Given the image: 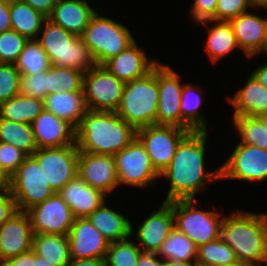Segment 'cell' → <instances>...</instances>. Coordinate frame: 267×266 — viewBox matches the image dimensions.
I'll use <instances>...</instances> for the list:
<instances>
[{
  "mask_svg": "<svg viewBox=\"0 0 267 266\" xmlns=\"http://www.w3.org/2000/svg\"><path fill=\"white\" fill-rule=\"evenodd\" d=\"M44 25L42 36L37 41L49 57L51 65L69 67L84 73L97 65L81 37L66 31L48 18Z\"/></svg>",
  "mask_w": 267,
  "mask_h": 266,
  "instance_id": "obj_5",
  "label": "cell"
},
{
  "mask_svg": "<svg viewBox=\"0 0 267 266\" xmlns=\"http://www.w3.org/2000/svg\"><path fill=\"white\" fill-rule=\"evenodd\" d=\"M21 75H33L51 67L49 57L37 40H28L14 63Z\"/></svg>",
  "mask_w": 267,
  "mask_h": 266,
  "instance_id": "obj_36",
  "label": "cell"
},
{
  "mask_svg": "<svg viewBox=\"0 0 267 266\" xmlns=\"http://www.w3.org/2000/svg\"><path fill=\"white\" fill-rule=\"evenodd\" d=\"M79 150L77 144L62 147L38 148L37 160L50 188L58 193L69 181L78 176Z\"/></svg>",
  "mask_w": 267,
  "mask_h": 266,
  "instance_id": "obj_10",
  "label": "cell"
},
{
  "mask_svg": "<svg viewBox=\"0 0 267 266\" xmlns=\"http://www.w3.org/2000/svg\"><path fill=\"white\" fill-rule=\"evenodd\" d=\"M10 190L18 211L44 202L55 192L50 188L37 160L31 155L10 176Z\"/></svg>",
  "mask_w": 267,
  "mask_h": 266,
  "instance_id": "obj_8",
  "label": "cell"
},
{
  "mask_svg": "<svg viewBox=\"0 0 267 266\" xmlns=\"http://www.w3.org/2000/svg\"><path fill=\"white\" fill-rule=\"evenodd\" d=\"M216 240L227 243L237 260L267 264V215L241 211L224 217Z\"/></svg>",
  "mask_w": 267,
  "mask_h": 266,
  "instance_id": "obj_3",
  "label": "cell"
},
{
  "mask_svg": "<svg viewBox=\"0 0 267 266\" xmlns=\"http://www.w3.org/2000/svg\"><path fill=\"white\" fill-rule=\"evenodd\" d=\"M252 75L256 77L260 84L267 88V63L255 69Z\"/></svg>",
  "mask_w": 267,
  "mask_h": 266,
  "instance_id": "obj_52",
  "label": "cell"
},
{
  "mask_svg": "<svg viewBox=\"0 0 267 266\" xmlns=\"http://www.w3.org/2000/svg\"><path fill=\"white\" fill-rule=\"evenodd\" d=\"M137 130L116 112L88 110L76 128L79 151L114 156L136 138Z\"/></svg>",
  "mask_w": 267,
  "mask_h": 266,
  "instance_id": "obj_2",
  "label": "cell"
},
{
  "mask_svg": "<svg viewBox=\"0 0 267 266\" xmlns=\"http://www.w3.org/2000/svg\"><path fill=\"white\" fill-rule=\"evenodd\" d=\"M250 7L247 0H218L215 10V20L230 21L247 12Z\"/></svg>",
  "mask_w": 267,
  "mask_h": 266,
  "instance_id": "obj_44",
  "label": "cell"
},
{
  "mask_svg": "<svg viewBox=\"0 0 267 266\" xmlns=\"http://www.w3.org/2000/svg\"><path fill=\"white\" fill-rule=\"evenodd\" d=\"M125 83L104 66L96 65L84 73L83 91L88 110L111 111L118 109Z\"/></svg>",
  "mask_w": 267,
  "mask_h": 266,
  "instance_id": "obj_9",
  "label": "cell"
},
{
  "mask_svg": "<svg viewBox=\"0 0 267 266\" xmlns=\"http://www.w3.org/2000/svg\"><path fill=\"white\" fill-rule=\"evenodd\" d=\"M207 131L189 132L179 143L169 166L160 174L170 180V189L164 202L195 199L205 181L220 180V167L206 173L204 167Z\"/></svg>",
  "mask_w": 267,
  "mask_h": 266,
  "instance_id": "obj_1",
  "label": "cell"
},
{
  "mask_svg": "<svg viewBox=\"0 0 267 266\" xmlns=\"http://www.w3.org/2000/svg\"><path fill=\"white\" fill-rule=\"evenodd\" d=\"M195 91L197 90L193 85L184 84L180 101L182 128L190 132L208 131L204 116L198 111L202 102V97L200 96V92L196 94ZM193 93H195V95H193Z\"/></svg>",
  "mask_w": 267,
  "mask_h": 266,
  "instance_id": "obj_33",
  "label": "cell"
},
{
  "mask_svg": "<svg viewBox=\"0 0 267 266\" xmlns=\"http://www.w3.org/2000/svg\"><path fill=\"white\" fill-rule=\"evenodd\" d=\"M114 158L119 185L123 183L143 188L161 177L152 165L145 147L137 138L117 152Z\"/></svg>",
  "mask_w": 267,
  "mask_h": 266,
  "instance_id": "obj_12",
  "label": "cell"
},
{
  "mask_svg": "<svg viewBox=\"0 0 267 266\" xmlns=\"http://www.w3.org/2000/svg\"><path fill=\"white\" fill-rule=\"evenodd\" d=\"M235 109L233 117L267 115V88L252 74L245 87L239 89L233 98H228Z\"/></svg>",
  "mask_w": 267,
  "mask_h": 266,
  "instance_id": "obj_25",
  "label": "cell"
},
{
  "mask_svg": "<svg viewBox=\"0 0 267 266\" xmlns=\"http://www.w3.org/2000/svg\"><path fill=\"white\" fill-rule=\"evenodd\" d=\"M221 179L248 182L267 180V150L239 143L231 156L220 167Z\"/></svg>",
  "mask_w": 267,
  "mask_h": 266,
  "instance_id": "obj_14",
  "label": "cell"
},
{
  "mask_svg": "<svg viewBox=\"0 0 267 266\" xmlns=\"http://www.w3.org/2000/svg\"><path fill=\"white\" fill-rule=\"evenodd\" d=\"M24 3H27L36 11L42 13L47 18L53 11V7L56 5L58 0H21Z\"/></svg>",
  "mask_w": 267,
  "mask_h": 266,
  "instance_id": "obj_48",
  "label": "cell"
},
{
  "mask_svg": "<svg viewBox=\"0 0 267 266\" xmlns=\"http://www.w3.org/2000/svg\"><path fill=\"white\" fill-rule=\"evenodd\" d=\"M71 259H105L110 243L85 218H75L68 233Z\"/></svg>",
  "mask_w": 267,
  "mask_h": 266,
  "instance_id": "obj_17",
  "label": "cell"
},
{
  "mask_svg": "<svg viewBox=\"0 0 267 266\" xmlns=\"http://www.w3.org/2000/svg\"><path fill=\"white\" fill-rule=\"evenodd\" d=\"M161 266H199L196 261L182 262L177 260H162Z\"/></svg>",
  "mask_w": 267,
  "mask_h": 266,
  "instance_id": "obj_53",
  "label": "cell"
},
{
  "mask_svg": "<svg viewBox=\"0 0 267 266\" xmlns=\"http://www.w3.org/2000/svg\"><path fill=\"white\" fill-rule=\"evenodd\" d=\"M19 94L44 100L48 95V70L33 75H21Z\"/></svg>",
  "mask_w": 267,
  "mask_h": 266,
  "instance_id": "obj_42",
  "label": "cell"
},
{
  "mask_svg": "<svg viewBox=\"0 0 267 266\" xmlns=\"http://www.w3.org/2000/svg\"><path fill=\"white\" fill-rule=\"evenodd\" d=\"M233 123L241 136L240 143L267 150V131L258 117L236 116Z\"/></svg>",
  "mask_w": 267,
  "mask_h": 266,
  "instance_id": "obj_38",
  "label": "cell"
},
{
  "mask_svg": "<svg viewBox=\"0 0 267 266\" xmlns=\"http://www.w3.org/2000/svg\"><path fill=\"white\" fill-rule=\"evenodd\" d=\"M174 229V214L171 201L163 202L157 211H153L146 220L140 224L136 237L140 248L145 253H158L161 245Z\"/></svg>",
  "mask_w": 267,
  "mask_h": 266,
  "instance_id": "obj_19",
  "label": "cell"
},
{
  "mask_svg": "<svg viewBox=\"0 0 267 266\" xmlns=\"http://www.w3.org/2000/svg\"><path fill=\"white\" fill-rule=\"evenodd\" d=\"M218 0H195L191 5V16L195 23L204 20H215V10Z\"/></svg>",
  "mask_w": 267,
  "mask_h": 266,
  "instance_id": "obj_45",
  "label": "cell"
},
{
  "mask_svg": "<svg viewBox=\"0 0 267 266\" xmlns=\"http://www.w3.org/2000/svg\"><path fill=\"white\" fill-rule=\"evenodd\" d=\"M95 13L86 0H58L48 19L80 37Z\"/></svg>",
  "mask_w": 267,
  "mask_h": 266,
  "instance_id": "obj_24",
  "label": "cell"
},
{
  "mask_svg": "<svg viewBox=\"0 0 267 266\" xmlns=\"http://www.w3.org/2000/svg\"><path fill=\"white\" fill-rule=\"evenodd\" d=\"M44 110V100L18 94L0 103V118L32 124Z\"/></svg>",
  "mask_w": 267,
  "mask_h": 266,
  "instance_id": "obj_30",
  "label": "cell"
},
{
  "mask_svg": "<svg viewBox=\"0 0 267 266\" xmlns=\"http://www.w3.org/2000/svg\"><path fill=\"white\" fill-rule=\"evenodd\" d=\"M237 261L233 249L225 242L213 240L197 247L199 266H228Z\"/></svg>",
  "mask_w": 267,
  "mask_h": 266,
  "instance_id": "obj_37",
  "label": "cell"
},
{
  "mask_svg": "<svg viewBox=\"0 0 267 266\" xmlns=\"http://www.w3.org/2000/svg\"><path fill=\"white\" fill-rule=\"evenodd\" d=\"M32 128L38 148L62 147L76 143V129L45 109L33 121Z\"/></svg>",
  "mask_w": 267,
  "mask_h": 266,
  "instance_id": "obj_20",
  "label": "cell"
},
{
  "mask_svg": "<svg viewBox=\"0 0 267 266\" xmlns=\"http://www.w3.org/2000/svg\"><path fill=\"white\" fill-rule=\"evenodd\" d=\"M11 29L17 31L28 40H37L42 25L47 19L21 0H10Z\"/></svg>",
  "mask_w": 267,
  "mask_h": 266,
  "instance_id": "obj_28",
  "label": "cell"
},
{
  "mask_svg": "<svg viewBox=\"0 0 267 266\" xmlns=\"http://www.w3.org/2000/svg\"><path fill=\"white\" fill-rule=\"evenodd\" d=\"M84 72L51 65L48 69V95L55 92H79L83 90Z\"/></svg>",
  "mask_w": 267,
  "mask_h": 266,
  "instance_id": "obj_35",
  "label": "cell"
},
{
  "mask_svg": "<svg viewBox=\"0 0 267 266\" xmlns=\"http://www.w3.org/2000/svg\"><path fill=\"white\" fill-rule=\"evenodd\" d=\"M230 23L238 46L245 55L249 58L259 54L267 41V18L245 12L230 20Z\"/></svg>",
  "mask_w": 267,
  "mask_h": 266,
  "instance_id": "obj_23",
  "label": "cell"
},
{
  "mask_svg": "<svg viewBox=\"0 0 267 266\" xmlns=\"http://www.w3.org/2000/svg\"><path fill=\"white\" fill-rule=\"evenodd\" d=\"M67 266H105L104 259H71Z\"/></svg>",
  "mask_w": 267,
  "mask_h": 266,
  "instance_id": "obj_51",
  "label": "cell"
},
{
  "mask_svg": "<svg viewBox=\"0 0 267 266\" xmlns=\"http://www.w3.org/2000/svg\"><path fill=\"white\" fill-rule=\"evenodd\" d=\"M58 194L70 206L74 218L88 217L106 200L102 191L91 187L79 176L69 181Z\"/></svg>",
  "mask_w": 267,
  "mask_h": 266,
  "instance_id": "obj_22",
  "label": "cell"
},
{
  "mask_svg": "<svg viewBox=\"0 0 267 266\" xmlns=\"http://www.w3.org/2000/svg\"><path fill=\"white\" fill-rule=\"evenodd\" d=\"M157 253L142 252L138 258L136 266H161L162 261L158 258Z\"/></svg>",
  "mask_w": 267,
  "mask_h": 266,
  "instance_id": "obj_50",
  "label": "cell"
},
{
  "mask_svg": "<svg viewBox=\"0 0 267 266\" xmlns=\"http://www.w3.org/2000/svg\"><path fill=\"white\" fill-rule=\"evenodd\" d=\"M80 37L97 65H103L135 42L126 26L99 15L97 11Z\"/></svg>",
  "mask_w": 267,
  "mask_h": 266,
  "instance_id": "obj_6",
  "label": "cell"
},
{
  "mask_svg": "<svg viewBox=\"0 0 267 266\" xmlns=\"http://www.w3.org/2000/svg\"><path fill=\"white\" fill-rule=\"evenodd\" d=\"M17 212L16 201L12 196L11 190L0 191V226Z\"/></svg>",
  "mask_w": 267,
  "mask_h": 266,
  "instance_id": "obj_46",
  "label": "cell"
},
{
  "mask_svg": "<svg viewBox=\"0 0 267 266\" xmlns=\"http://www.w3.org/2000/svg\"><path fill=\"white\" fill-rule=\"evenodd\" d=\"M27 155L14 145L0 142V168L10 177Z\"/></svg>",
  "mask_w": 267,
  "mask_h": 266,
  "instance_id": "obj_43",
  "label": "cell"
},
{
  "mask_svg": "<svg viewBox=\"0 0 267 266\" xmlns=\"http://www.w3.org/2000/svg\"><path fill=\"white\" fill-rule=\"evenodd\" d=\"M21 74L13 63H0V103L19 94Z\"/></svg>",
  "mask_w": 267,
  "mask_h": 266,
  "instance_id": "obj_41",
  "label": "cell"
},
{
  "mask_svg": "<svg viewBox=\"0 0 267 266\" xmlns=\"http://www.w3.org/2000/svg\"><path fill=\"white\" fill-rule=\"evenodd\" d=\"M87 218L109 243L130 238L133 233L130 221L122 214L106 207L105 202Z\"/></svg>",
  "mask_w": 267,
  "mask_h": 266,
  "instance_id": "obj_27",
  "label": "cell"
},
{
  "mask_svg": "<svg viewBox=\"0 0 267 266\" xmlns=\"http://www.w3.org/2000/svg\"><path fill=\"white\" fill-rule=\"evenodd\" d=\"M158 64L146 75L125 83L116 113L136 130L157 125Z\"/></svg>",
  "mask_w": 267,
  "mask_h": 266,
  "instance_id": "obj_4",
  "label": "cell"
},
{
  "mask_svg": "<svg viewBox=\"0 0 267 266\" xmlns=\"http://www.w3.org/2000/svg\"><path fill=\"white\" fill-rule=\"evenodd\" d=\"M33 230L29 216L18 211L0 226V263L32 250Z\"/></svg>",
  "mask_w": 267,
  "mask_h": 266,
  "instance_id": "obj_18",
  "label": "cell"
},
{
  "mask_svg": "<svg viewBox=\"0 0 267 266\" xmlns=\"http://www.w3.org/2000/svg\"><path fill=\"white\" fill-rule=\"evenodd\" d=\"M194 199L171 201L174 228L185 234L196 247L216 240L223 218L218 212L196 209Z\"/></svg>",
  "mask_w": 267,
  "mask_h": 266,
  "instance_id": "obj_7",
  "label": "cell"
},
{
  "mask_svg": "<svg viewBox=\"0 0 267 266\" xmlns=\"http://www.w3.org/2000/svg\"><path fill=\"white\" fill-rule=\"evenodd\" d=\"M190 131L177 126L152 125L137 129L136 138L161 174L172 162L177 146Z\"/></svg>",
  "mask_w": 267,
  "mask_h": 266,
  "instance_id": "obj_11",
  "label": "cell"
},
{
  "mask_svg": "<svg viewBox=\"0 0 267 266\" xmlns=\"http://www.w3.org/2000/svg\"><path fill=\"white\" fill-rule=\"evenodd\" d=\"M228 266H260V265L253 264V263H250V262H243V261L237 260L236 262H234V263H232L231 265H228Z\"/></svg>",
  "mask_w": 267,
  "mask_h": 266,
  "instance_id": "obj_57",
  "label": "cell"
},
{
  "mask_svg": "<svg viewBox=\"0 0 267 266\" xmlns=\"http://www.w3.org/2000/svg\"><path fill=\"white\" fill-rule=\"evenodd\" d=\"M10 189V177L0 168V191Z\"/></svg>",
  "mask_w": 267,
  "mask_h": 266,
  "instance_id": "obj_54",
  "label": "cell"
},
{
  "mask_svg": "<svg viewBox=\"0 0 267 266\" xmlns=\"http://www.w3.org/2000/svg\"><path fill=\"white\" fill-rule=\"evenodd\" d=\"M262 51V53L264 52L265 54H267V41L264 43L262 49L260 50V52Z\"/></svg>",
  "mask_w": 267,
  "mask_h": 266,
  "instance_id": "obj_59",
  "label": "cell"
},
{
  "mask_svg": "<svg viewBox=\"0 0 267 266\" xmlns=\"http://www.w3.org/2000/svg\"><path fill=\"white\" fill-rule=\"evenodd\" d=\"M10 0H0V34L11 29Z\"/></svg>",
  "mask_w": 267,
  "mask_h": 266,
  "instance_id": "obj_49",
  "label": "cell"
},
{
  "mask_svg": "<svg viewBox=\"0 0 267 266\" xmlns=\"http://www.w3.org/2000/svg\"><path fill=\"white\" fill-rule=\"evenodd\" d=\"M248 4L252 7L266 8V0H247Z\"/></svg>",
  "mask_w": 267,
  "mask_h": 266,
  "instance_id": "obj_56",
  "label": "cell"
},
{
  "mask_svg": "<svg viewBox=\"0 0 267 266\" xmlns=\"http://www.w3.org/2000/svg\"><path fill=\"white\" fill-rule=\"evenodd\" d=\"M179 78V74L169 66L158 63L159 101L157 125L182 128L180 101L184 84L180 83Z\"/></svg>",
  "mask_w": 267,
  "mask_h": 266,
  "instance_id": "obj_15",
  "label": "cell"
},
{
  "mask_svg": "<svg viewBox=\"0 0 267 266\" xmlns=\"http://www.w3.org/2000/svg\"><path fill=\"white\" fill-rule=\"evenodd\" d=\"M28 39L10 29L0 34V63H15Z\"/></svg>",
  "mask_w": 267,
  "mask_h": 266,
  "instance_id": "obj_40",
  "label": "cell"
},
{
  "mask_svg": "<svg viewBox=\"0 0 267 266\" xmlns=\"http://www.w3.org/2000/svg\"><path fill=\"white\" fill-rule=\"evenodd\" d=\"M0 142L14 145L27 156L38 149L32 124L19 123L0 118Z\"/></svg>",
  "mask_w": 267,
  "mask_h": 266,
  "instance_id": "obj_32",
  "label": "cell"
},
{
  "mask_svg": "<svg viewBox=\"0 0 267 266\" xmlns=\"http://www.w3.org/2000/svg\"><path fill=\"white\" fill-rule=\"evenodd\" d=\"M157 255L164 260L196 261L197 247L185 234L174 228L161 245Z\"/></svg>",
  "mask_w": 267,
  "mask_h": 266,
  "instance_id": "obj_34",
  "label": "cell"
},
{
  "mask_svg": "<svg viewBox=\"0 0 267 266\" xmlns=\"http://www.w3.org/2000/svg\"><path fill=\"white\" fill-rule=\"evenodd\" d=\"M35 266H57V265H53L47 260H44L43 257L35 254Z\"/></svg>",
  "mask_w": 267,
  "mask_h": 266,
  "instance_id": "obj_55",
  "label": "cell"
},
{
  "mask_svg": "<svg viewBox=\"0 0 267 266\" xmlns=\"http://www.w3.org/2000/svg\"><path fill=\"white\" fill-rule=\"evenodd\" d=\"M32 250L53 265L67 266L71 260L67 235L34 234Z\"/></svg>",
  "mask_w": 267,
  "mask_h": 266,
  "instance_id": "obj_29",
  "label": "cell"
},
{
  "mask_svg": "<svg viewBox=\"0 0 267 266\" xmlns=\"http://www.w3.org/2000/svg\"><path fill=\"white\" fill-rule=\"evenodd\" d=\"M215 22L216 25L209 29V35L206 41L205 49L210 59L215 63L220 58L229 54L238 46L233 27L230 21L204 20L199 23L207 25V23Z\"/></svg>",
  "mask_w": 267,
  "mask_h": 266,
  "instance_id": "obj_31",
  "label": "cell"
},
{
  "mask_svg": "<svg viewBox=\"0 0 267 266\" xmlns=\"http://www.w3.org/2000/svg\"><path fill=\"white\" fill-rule=\"evenodd\" d=\"M258 118L261 120L263 128L267 131V115L258 116Z\"/></svg>",
  "mask_w": 267,
  "mask_h": 266,
  "instance_id": "obj_58",
  "label": "cell"
},
{
  "mask_svg": "<svg viewBox=\"0 0 267 266\" xmlns=\"http://www.w3.org/2000/svg\"><path fill=\"white\" fill-rule=\"evenodd\" d=\"M78 176L105 195L119 185L115 158L109 155L79 152Z\"/></svg>",
  "mask_w": 267,
  "mask_h": 266,
  "instance_id": "obj_16",
  "label": "cell"
},
{
  "mask_svg": "<svg viewBox=\"0 0 267 266\" xmlns=\"http://www.w3.org/2000/svg\"><path fill=\"white\" fill-rule=\"evenodd\" d=\"M142 253L139 245L129 239L110 243L105 256V266H136Z\"/></svg>",
  "mask_w": 267,
  "mask_h": 266,
  "instance_id": "obj_39",
  "label": "cell"
},
{
  "mask_svg": "<svg viewBox=\"0 0 267 266\" xmlns=\"http://www.w3.org/2000/svg\"><path fill=\"white\" fill-rule=\"evenodd\" d=\"M0 266H35V252L30 250L22 253L0 263Z\"/></svg>",
  "mask_w": 267,
  "mask_h": 266,
  "instance_id": "obj_47",
  "label": "cell"
},
{
  "mask_svg": "<svg viewBox=\"0 0 267 266\" xmlns=\"http://www.w3.org/2000/svg\"><path fill=\"white\" fill-rule=\"evenodd\" d=\"M159 62L147 59L136 41L117 56L106 61L104 66L120 81L127 83L149 73Z\"/></svg>",
  "mask_w": 267,
  "mask_h": 266,
  "instance_id": "obj_21",
  "label": "cell"
},
{
  "mask_svg": "<svg viewBox=\"0 0 267 266\" xmlns=\"http://www.w3.org/2000/svg\"><path fill=\"white\" fill-rule=\"evenodd\" d=\"M44 109L65 120L75 129L88 111L83 90L49 94L44 98Z\"/></svg>",
  "mask_w": 267,
  "mask_h": 266,
  "instance_id": "obj_26",
  "label": "cell"
},
{
  "mask_svg": "<svg viewBox=\"0 0 267 266\" xmlns=\"http://www.w3.org/2000/svg\"><path fill=\"white\" fill-rule=\"evenodd\" d=\"M25 212L34 234L68 235L75 219L70 206L58 193Z\"/></svg>",
  "mask_w": 267,
  "mask_h": 266,
  "instance_id": "obj_13",
  "label": "cell"
}]
</instances>
